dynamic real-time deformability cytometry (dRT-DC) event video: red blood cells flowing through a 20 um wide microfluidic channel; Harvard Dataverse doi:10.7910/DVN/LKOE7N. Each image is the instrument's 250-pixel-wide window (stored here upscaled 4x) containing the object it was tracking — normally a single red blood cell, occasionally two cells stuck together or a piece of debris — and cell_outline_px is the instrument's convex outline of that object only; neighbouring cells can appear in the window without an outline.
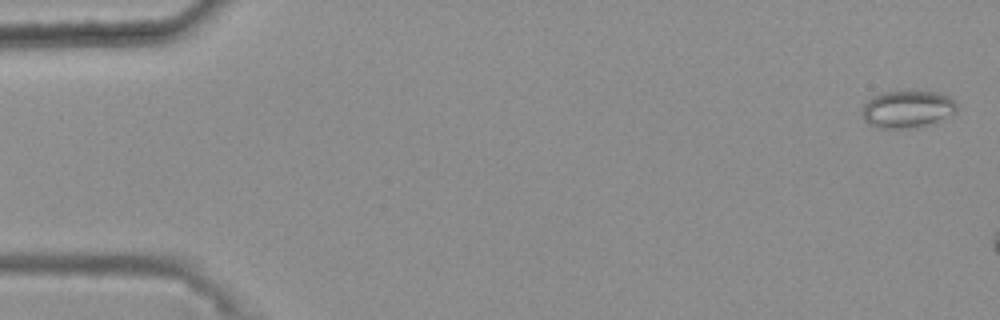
{"species": "common noctule bat (a hibernating species)", "species_latin": "Nyctalus noctula", "temperature_condition": "warm", "stored_images_in_passage": 10, "camera_frame_rate_fps": 3000, "um_per_image_px": 0.085, "animal": {"sex": "female", "body_mass_g": 25.1}, "frame": {"image": 1, "passage_image": 2, "time_ms": 0.333, "image_size_px": [1000, 320], "cell_outline_px": [[956, 112], [916, 128], [876, 128], [868, 124], [864, 120], [860, 112], [864, 104], [872, 96], [884, 92], [936, 92], [948, 96], [956, 100]], "centroid_in_image_um": [77.06, 9.28], "position_along_channel_um": 7.9, "area_um2": 20.4}}